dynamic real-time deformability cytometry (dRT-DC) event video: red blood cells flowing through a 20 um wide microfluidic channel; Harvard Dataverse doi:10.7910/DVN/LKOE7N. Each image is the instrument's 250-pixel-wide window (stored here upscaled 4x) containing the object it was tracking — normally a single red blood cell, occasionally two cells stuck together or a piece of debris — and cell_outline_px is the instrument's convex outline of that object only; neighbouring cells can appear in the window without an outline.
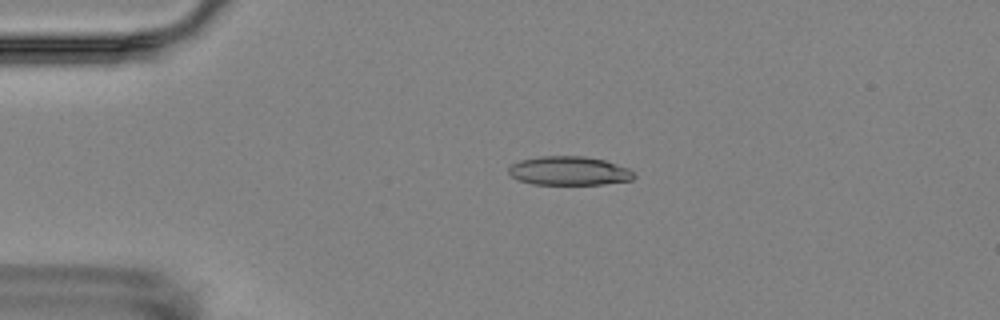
{"species": "Egyptian fruit bat (a non-hibernating species)", "species_latin": "Rousettus aegyptiacus", "temperature_condition": "room temperature", "stored_images_in_passage": 5, "camera_frame_rate_fps": 3000, "um_per_image_px": 0.085, "animal": {"sex": "female"}, "frame": {"image": 1, "passage_image": 4, "time_ms": 3.333, "image_size_px": [1000, 320], "cell_outline_px": [[636, 176], [632, 180], [604, 184], [532, 184], [520, 180], [512, 176], [508, 172], [508, 168], [512, 164], [520, 160], [540, 156], [584, 156], [604, 160], [628, 168]], "centroid_in_image_um": [48.37, 14.52], "position_along_channel_um": 36.6, "area_um2": 20.98}}